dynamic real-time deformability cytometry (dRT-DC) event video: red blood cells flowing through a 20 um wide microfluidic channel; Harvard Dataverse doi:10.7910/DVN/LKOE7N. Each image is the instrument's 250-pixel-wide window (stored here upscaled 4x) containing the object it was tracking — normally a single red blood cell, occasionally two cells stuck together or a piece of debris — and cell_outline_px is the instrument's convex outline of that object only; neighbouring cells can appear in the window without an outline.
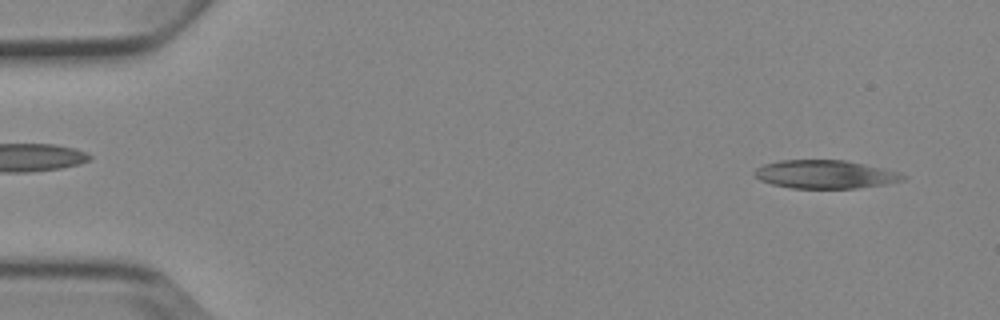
{"species": "Egyptian fruit bat (a non-hibernating species)", "species_latin": "Rousettus aegyptiacus", "temperature_condition": "cold", "stored_images_in_passage": 4, "camera_frame_rate_fps": 3000, "um_per_image_px": 0.085, "animal": {"sex": "female"}, "frame": {"image": 1, "passage_image": 1, "time_ms": 0.0, "image_size_px": [1000, 320], "cell_outline_px": [[908, 176], [904, 180], [884, 184], [856, 188], [792, 188], [772, 184], [760, 180], [752, 172], [756, 168], [764, 164], [780, 160], [844, 160], [884, 168], [900, 172]], "centroid_in_image_um": [70.15, 14.81], "position_along_channel_um": 14.8, "area_um2": 24.51}}
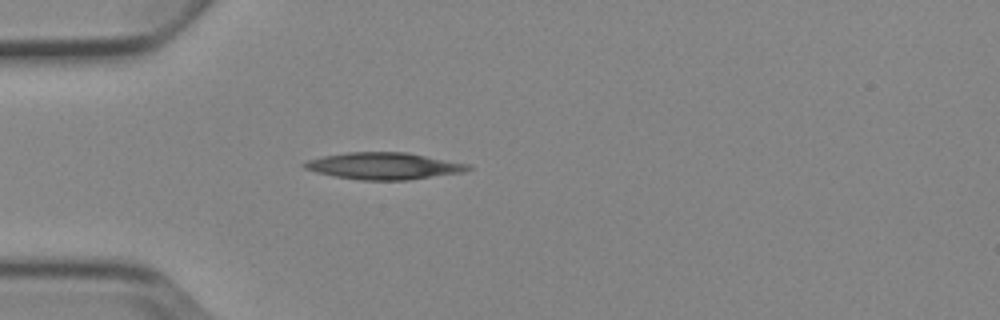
{"frame": {"image": 2, "passage_image": 4, "time_ms": 3.667, "image_size_px": [1000, 320], "cell_outline_px": [[472, 168], [464, 172], [408, 180], [360, 180], [336, 176], [316, 172], [304, 168], [300, 164], [308, 160], [324, 156], [348, 152], [408, 152], [472, 164]], "centroid_in_image_um": [32.68, 14.1], "position_along_channel_um": 52.3, "area_um2": 25.72}}